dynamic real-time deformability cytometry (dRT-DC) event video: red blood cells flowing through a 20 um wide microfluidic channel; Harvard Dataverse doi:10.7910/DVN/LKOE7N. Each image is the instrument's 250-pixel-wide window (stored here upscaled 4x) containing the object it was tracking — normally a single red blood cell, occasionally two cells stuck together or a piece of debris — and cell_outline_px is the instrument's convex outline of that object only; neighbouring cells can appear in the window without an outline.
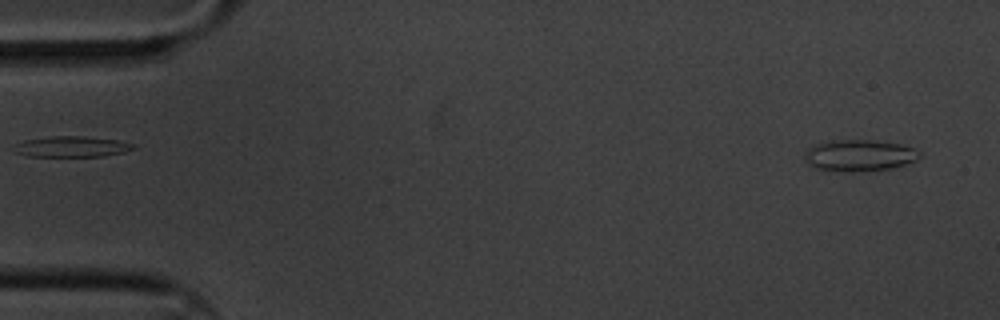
{"species": "common noctule bat (a hibernating species)", "species_latin": "Nyctalus noctula", "temperature_condition": "cold", "stored_images_in_passage": 6, "segment_of_instrument_passage": [2, 2], "camera_frame_rate_fps": 3000, "um_per_image_px": 0.085, "animal": {"sex": "male", "body_mass_g": 20.1, "forearm_length_mm": 53.5}, "frame": {"image": 1, "passage_image": 6, "time_ms": 1.667, "image_size_px": [1000, 320], "cell_outline_px": [[920, 156], [916, 160], [892, 168], [852, 172], [824, 172], [808, 164], [804, 156], [804, 152], [808, 148], [816, 144], [828, 140], [872, 140], [900, 144], [912, 148], [920, 152]], "centroid_in_image_um": [72.96, 13.23], "position_along_channel_um": 12.0, "area_um2": 21.33}}